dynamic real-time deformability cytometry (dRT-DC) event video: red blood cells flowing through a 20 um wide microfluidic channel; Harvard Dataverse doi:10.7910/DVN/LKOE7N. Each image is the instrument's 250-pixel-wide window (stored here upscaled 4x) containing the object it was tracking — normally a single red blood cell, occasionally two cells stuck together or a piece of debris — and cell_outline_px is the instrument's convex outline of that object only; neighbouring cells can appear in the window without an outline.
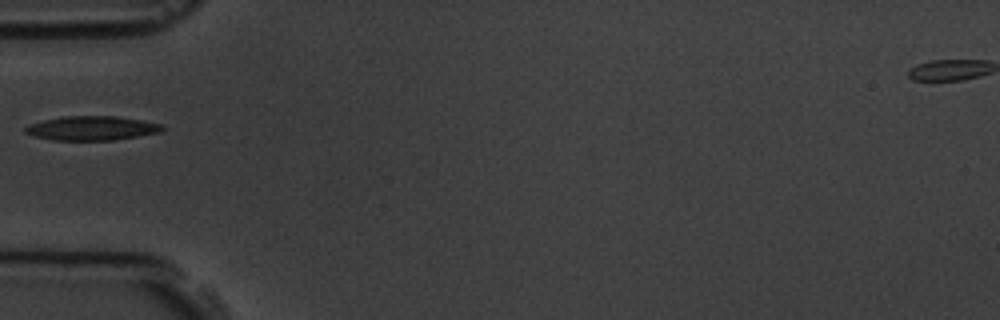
{"species": "common noctule bat (a hibernating species)", "species_latin": "Nyctalus noctula", "temperature_condition": "room temperature", "stored_images_in_passage": 6, "camera_frame_rate_fps": 3000, "um_per_image_px": 0.085, "animal": {"sex": "male", "body_mass_g": 19.5, "forearm_length_mm": 54.6}, "frame": {"image": 1, "passage_image": 5, "time_ms": 4.667, "image_size_px": [1000, 320], "cell_outline_px": [[164, 128], [160, 132], [112, 140], [52, 140], [36, 136], [24, 132], [24, 128], [28, 124], [44, 120], [64, 116], [116, 116], [164, 124]], "centroid_in_image_um": [7.79, 10.89], "position_along_channel_um": 77.2, "area_um2": 19.19}}
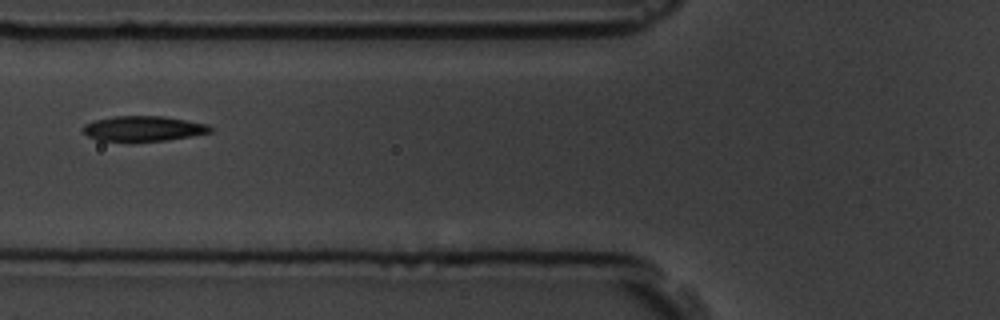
{"frame": {"image": 2, "passage_image": 6, "time_ms": 5.667, "image_size_px": [1000, 320], "cell_outline_px": [[212, 132], [192, 136], [168, 140], [132, 144], [96, 140], [88, 136], [84, 132], [84, 124], [96, 120], [112, 116], [164, 116], [208, 124], [212, 128]], "centroid_in_image_um": [12.17, 10.97], "position_along_channel_um": 113.6, "area_um2": 19.42}}